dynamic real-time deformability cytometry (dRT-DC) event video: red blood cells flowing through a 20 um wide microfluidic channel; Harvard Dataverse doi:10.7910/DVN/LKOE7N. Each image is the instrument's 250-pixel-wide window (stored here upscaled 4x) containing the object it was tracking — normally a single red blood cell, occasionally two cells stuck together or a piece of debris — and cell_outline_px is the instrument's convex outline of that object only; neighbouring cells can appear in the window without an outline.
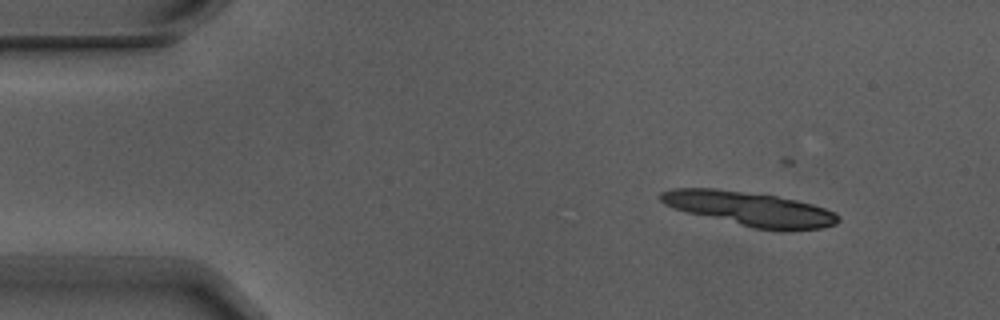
{"species": "Egyptian fruit bat (a non-hibernating species)", "species_latin": "Rousettus aegyptiacus", "temperature_condition": "warm", "stored_images_in_passage": 5, "camera_frame_rate_fps": 3000, "um_per_image_px": 0.085, "animal": {"sex": "male"}, "frame": {"image": 1, "passage_image": 2, "time_ms": 0.333, "image_size_px": [1000, 320], "cell_outline_px": [[840, 220], [836, 224], [820, 228], [780, 232], [752, 228], [672, 208], [664, 204], [656, 196], [660, 192], [672, 188], [716, 188], [776, 196], [796, 200], [812, 204], [836, 212], [840, 216]], "centroid_in_image_um": [63.74, 17.76], "position_along_channel_um": 21.3, "area_um2": 35.72}}